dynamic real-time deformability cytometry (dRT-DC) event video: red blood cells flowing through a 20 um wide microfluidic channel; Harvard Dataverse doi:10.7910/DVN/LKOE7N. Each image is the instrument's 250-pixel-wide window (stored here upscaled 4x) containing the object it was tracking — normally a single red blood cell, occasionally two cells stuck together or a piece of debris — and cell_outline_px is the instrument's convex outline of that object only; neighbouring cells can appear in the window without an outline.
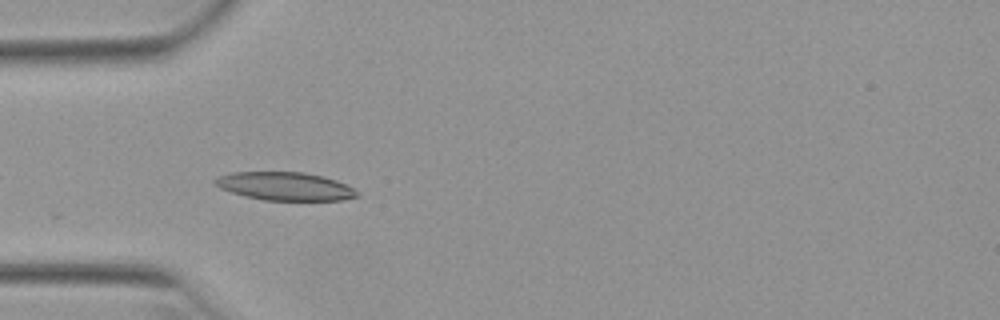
{"species": "Egyptian fruit bat (a non-hibernating species)", "species_latin": "Rousettus aegyptiacus", "temperature_condition": "warm", "stored_images_in_passage": 9, "camera_frame_rate_fps": 3000, "um_per_image_px": 0.085, "animal": {"sex": "female"}, "frame": {"image": 1, "passage_image": 3, "time_ms": 0.667, "image_size_px": [1000, 320], "cell_outline_px": [[360, 196], [340, 200], [264, 200], [244, 196], [220, 188], [212, 180], [220, 176], [232, 172], [304, 172], [324, 176], [336, 180], [352, 188]], "centroid_in_image_um": [24.21, 15.83], "position_along_channel_um": 60.8, "area_um2": 23.18}}